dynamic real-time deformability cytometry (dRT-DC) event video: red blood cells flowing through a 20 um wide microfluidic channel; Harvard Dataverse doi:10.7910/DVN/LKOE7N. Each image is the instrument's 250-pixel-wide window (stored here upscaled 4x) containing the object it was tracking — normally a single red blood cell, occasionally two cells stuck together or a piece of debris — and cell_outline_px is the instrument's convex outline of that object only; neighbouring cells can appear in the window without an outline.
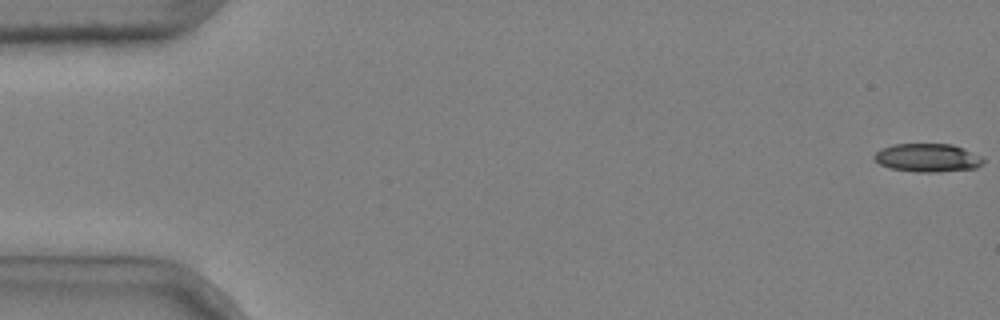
{"species": "common noctule bat (a hibernating species)", "species_latin": "Nyctalus noctula", "temperature_condition": "cold", "stored_images_in_passage": 8, "camera_frame_rate_fps": 3000, "um_per_image_px": 0.085, "animal": {"sex": "male", "body_mass_g": 20.4}, "frame": {"image": 1, "passage_image": 1, "time_ms": 0.0, "image_size_px": [1000, 320], "cell_outline_px": [[984, 164], [976, 168], [940, 172], [916, 172], [888, 168], [880, 164], [872, 156], [880, 148], [892, 144], [952, 144], [964, 148], [984, 156]], "centroid_in_image_um": [78.87, 13.41], "position_along_channel_um": 6.1, "area_um2": 18.38}}
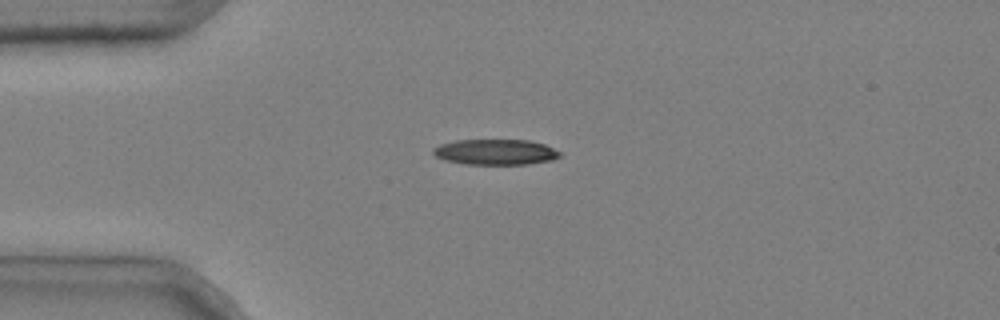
{"frame": {"image": 2, "passage_image": 4, "time_ms": 1.0, "image_size_px": [1000, 320], "cell_outline_px": [[564, 156], [552, 160], [528, 164], [464, 164], [444, 160], [436, 156], [432, 152], [432, 148], [440, 144], [456, 140], [528, 140], [544, 144], [564, 152]], "centroid_in_image_um": [42.16, 12.92], "position_along_channel_um": 42.8, "area_um2": 19.13}}